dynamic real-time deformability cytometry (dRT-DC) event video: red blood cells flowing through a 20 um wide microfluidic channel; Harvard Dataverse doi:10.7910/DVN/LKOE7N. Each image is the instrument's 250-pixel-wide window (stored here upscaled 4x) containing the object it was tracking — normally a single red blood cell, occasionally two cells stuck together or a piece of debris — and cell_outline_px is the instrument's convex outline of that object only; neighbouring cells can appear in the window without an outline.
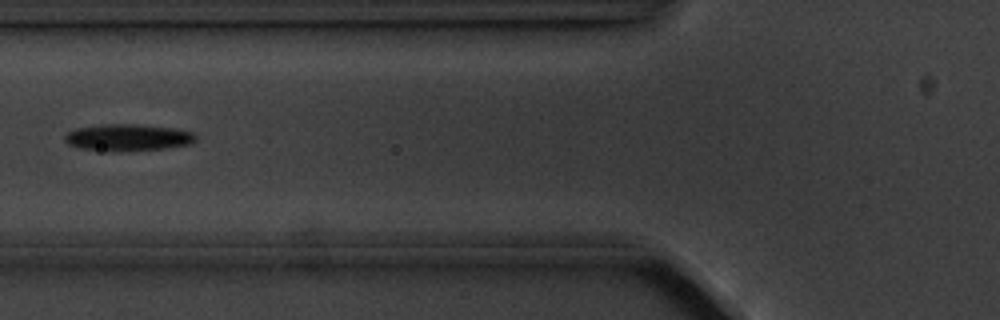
{"species": "common noctule bat (a hibernating species)", "species_latin": "Nyctalus noctula", "temperature_condition": "cold", "stored_images_in_passage": 7, "camera_frame_rate_fps": 3000, "um_per_image_px": 0.085, "animal": {"sex": "male", "body_mass_g": 20.1, "forearm_length_mm": 53.5}, "frame": {"image": 1, "passage_image": 6, "time_ms": 6.0, "image_size_px": [1000, 320], "cell_outline_px": [[196, 140], [192, 144], [164, 148], [128, 152], [112, 152], [80, 148], [68, 144], [64, 140], [64, 136], [68, 132], [76, 128], [104, 124], [140, 124], [176, 128], [192, 132], [196, 136]], "centroid_in_image_um": [10.88, 11.7], "position_along_channel_um": 114.9, "area_um2": 20.87}}